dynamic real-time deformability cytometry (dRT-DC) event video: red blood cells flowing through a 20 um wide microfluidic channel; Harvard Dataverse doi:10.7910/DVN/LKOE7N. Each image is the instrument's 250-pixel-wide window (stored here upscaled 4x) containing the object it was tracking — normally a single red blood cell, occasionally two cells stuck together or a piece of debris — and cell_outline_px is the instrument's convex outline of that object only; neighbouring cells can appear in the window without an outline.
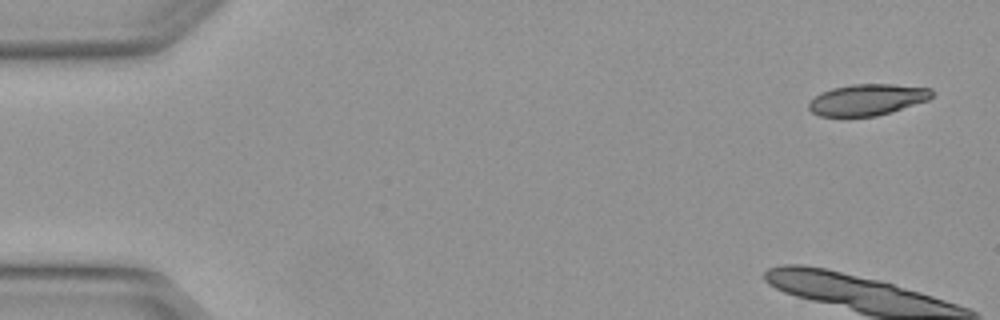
{"species": "Egyptian fruit bat (a non-hibernating species)", "species_latin": "Rousettus aegyptiacus", "temperature_condition": "warm", "stored_images_in_passage": 2, "camera_frame_rate_fps": 3000, "um_per_image_px": 0.085, "animal": {"sex": "female"}, "frame": {"image": 1, "passage_image": 2, "time_ms": 0.333, "image_size_px": [1000, 320], "cell_outline_px": [[936, 92], [928, 100], [892, 112], [876, 116], [820, 116], [812, 112], [808, 108], [808, 104], [820, 92], [832, 88], [852, 84], [892, 84], [932, 88]], "centroid_in_image_um": [73.76, 8.47], "position_along_channel_um": 11.2, "area_um2": 22.54}}